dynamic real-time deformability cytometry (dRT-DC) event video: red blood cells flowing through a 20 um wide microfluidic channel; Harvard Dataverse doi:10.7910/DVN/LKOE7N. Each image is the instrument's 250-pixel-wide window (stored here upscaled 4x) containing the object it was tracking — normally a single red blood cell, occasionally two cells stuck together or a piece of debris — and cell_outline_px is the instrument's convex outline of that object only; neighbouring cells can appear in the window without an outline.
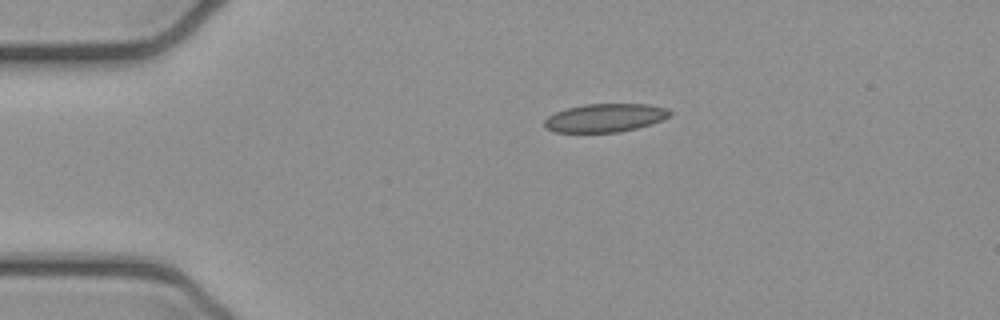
{"species": "common noctule bat (a hibernating species)", "species_latin": "Nyctalus noctula", "temperature_condition": "cold", "stored_images_in_passage": 2, "camera_frame_rate_fps": 3000, "um_per_image_px": 0.085, "animal": {"sex": "female", "body_mass_g": 21.9}, "frame": {"image": 1, "passage_image": 1, "time_ms": 0.0, "image_size_px": [1000, 320], "cell_outline_px": [[672, 112], [668, 116], [660, 120], [636, 128], [620, 132], [556, 132], [544, 128], [544, 120], [548, 116], [556, 112], [568, 108], [584, 104], [652, 104], [668, 108]], "centroid_in_image_um": [51.41, 10.01], "position_along_channel_um": 33.6, "area_um2": 20.63}}